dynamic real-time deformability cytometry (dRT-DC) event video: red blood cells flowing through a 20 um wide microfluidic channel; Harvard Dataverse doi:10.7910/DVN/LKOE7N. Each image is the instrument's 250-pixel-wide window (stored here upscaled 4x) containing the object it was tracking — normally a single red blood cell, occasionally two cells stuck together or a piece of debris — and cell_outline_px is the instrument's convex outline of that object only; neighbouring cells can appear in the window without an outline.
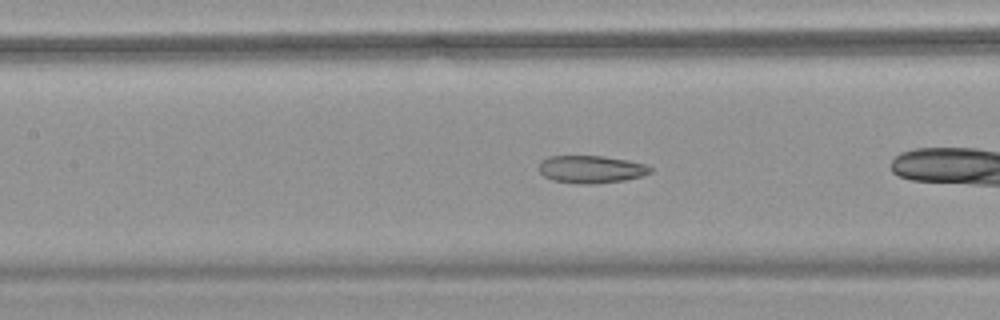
{"species": "common noctule bat (a hibernating species)", "species_latin": "Nyctalus noctula", "temperature_condition": "warm", "stored_images_in_passage": 17, "camera_frame_rate_fps": 3000, "um_per_image_px": 0.085, "animal": {"sex": "female", "body_mass_g": 18.4}, "frame": {"image": 1, "passage_image": 8, "time_ms": 2.333, "image_size_px": [1000, 320], "cell_outline_px": [[652, 172], [640, 176], [624, 180], [592, 184], [580, 184], [552, 180], [544, 176], [540, 172], [540, 160], [548, 156], [604, 156], [628, 160], [648, 164], [652, 168]], "centroid_in_image_um": [50.25, 14.38], "position_along_channel_um": 157.1, "area_um2": 17.98}}
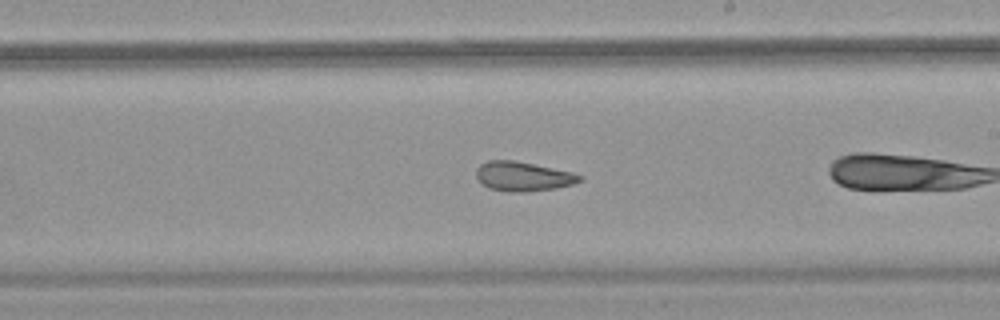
{"frame": {"image": 2, "passage_image": 15, "time_ms": 4.667, "image_size_px": [1000, 320], "cell_outline_px": [[584, 180], [572, 184], [556, 188], [524, 192], [512, 192], [488, 188], [476, 176], [476, 168], [480, 164], [488, 160], [516, 160], [572, 172], [584, 176]], "centroid_in_image_um": [44.48, 14.98], "position_along_channel_um": 244.5, "area_um2": 17.8}}